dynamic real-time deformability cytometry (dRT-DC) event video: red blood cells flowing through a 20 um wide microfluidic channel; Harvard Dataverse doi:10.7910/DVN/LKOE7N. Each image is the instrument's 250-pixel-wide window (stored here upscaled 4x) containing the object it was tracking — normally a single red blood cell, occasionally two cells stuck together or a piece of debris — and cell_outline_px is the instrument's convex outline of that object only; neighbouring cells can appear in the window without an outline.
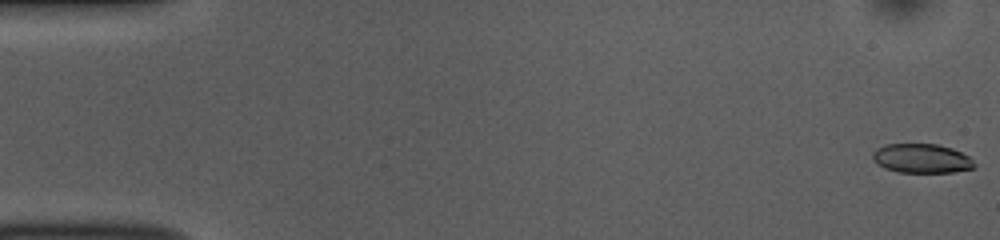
{"species": "common noctule bat (a hibernating species)", "species_latin": "Nyctalus noctula", "temperature_condition": "room temperature", "stored_images_in_passage": 53, "camera_frame_rate_fps": 3000, "um_per_image_px": 0.085, "animal": {"sex": "female", "body_mass_g": 10.0, "forearm_length_mm": 53.1}, "frame": {"image": 1, "passage_image": 1, "time_ms": 0.0, "image_size_px": [1000, 240], "cell_outline_px": [[976, 168], [952, 172], [896, 172], [884, 168], [876, 164], [872, 160], [872, 152], [876, 148], [888, 144], [936, 144], [952, 148], [968, 156], [976, 164]], "centroid_in_image_um": [78.31, 13.47], "position_along_channel_um": 6.7, "area_um2": 17.46}}
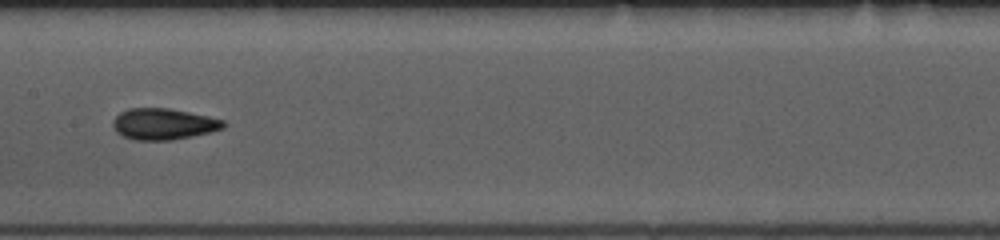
{"frame": {"image": 2, "passage_image": 27, "time_ms": 8.667, "image_size_px": [1000, 240], "cell_outline_px": [[224, 128], [192, 136], [172, 140], [136, 140], [124, 136], [116, 132], [112, 124], [112, 120], [120, 112], [128, 108], [168, 108], [208, 116], [224, 120]], "centroid_in_image_um": [13.86, 10.54], "position_along_channel_um": 193.5, "area_um2": 20.0}}
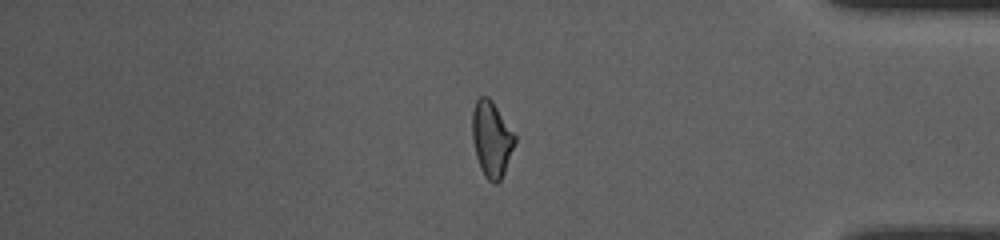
{"frame": {"image": 3, "passage_image": 45, "time_ms": 14.667, "image_size_px": [1000, 240], "cell_outline_px": [[516, 140], [504, 172], [500, 180], [496, 184], [492, 184], [484, 176], [480, 168], [476, 156], [472, 140], [472, 112], [476, 100], [480, 96], [488, 96], [492, 100], [516, 136]], "centroid_in_image_um": [41.76, 11.82], "position_along_channel_um": 393.4, "area_um2": 18.79}, "authors_computed_cell_mechanics": {"area_um2": 19.074, "velocity_mm_per_s": 3.7884, "shape_relaxation_time_tau1_ms": 8.1191, "shape_relaxation_time_tau2_ms": 2.2547, "deformation_change_tau1": 0.1713, "deformation_change_tau2": 0.0773}}